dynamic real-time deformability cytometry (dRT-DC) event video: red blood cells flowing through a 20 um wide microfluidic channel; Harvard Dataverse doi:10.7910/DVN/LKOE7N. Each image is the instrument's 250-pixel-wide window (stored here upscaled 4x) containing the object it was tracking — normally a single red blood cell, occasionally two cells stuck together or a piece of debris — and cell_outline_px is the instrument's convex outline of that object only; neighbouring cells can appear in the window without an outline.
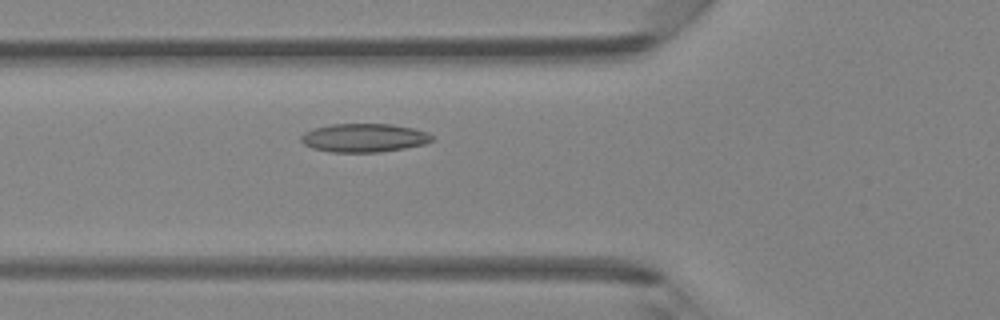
{"species": "Egyptian fruit bat (a non-hibernating species)", "species_latin": "Rousettus aegyptiacus", "temperature_condition": "room temperature", "stored_images_in_passage": 45, "camera_frame_rate_fps": 3000, "um_per_image_px": 0.085, "animal": {"sex": "female"}, "frame": {"image": 1, "passage_image": 15, "time_ms": 4.667, "image_size_px": [1000, 320], "cell_outline_px": [[432, 140], [424, 144], [404, 148], [380, 152], [328, 152], [312, 148], [304, 144], [300, 140], [300, 136], [304, 132], [316, 128], [332, 124], [392, 124], [412, 128], [428, 132], [432, 136]], "centroid_in_image_um": [30.92, 11.72], "position_along_channel_um": 94.9, "area_um2": 21.73}}
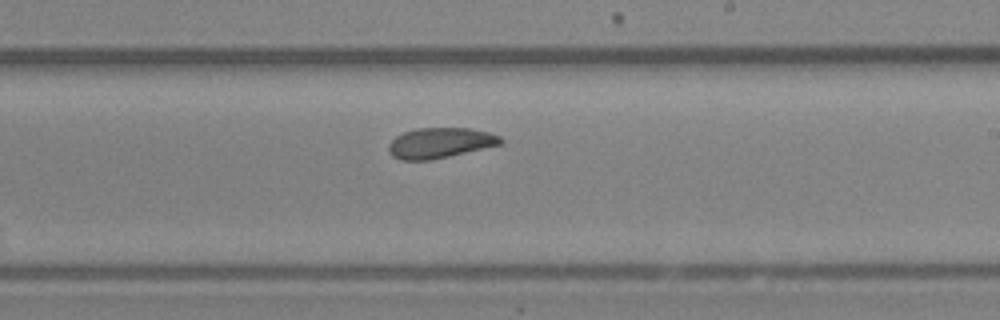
{"frame": {"image": 2, "passage_image": 26, "time_ms": 8.333, "image_size_px": [1000, 320], "cell_outline_px": [[504, 140], [500, 144], [432, 160], [400, 160], [392, 156], [388, 152], [388, 144], [396, 136], [404, 132], [416, 128], [468, 128], [488, 132], [500, 136]], "centroid_in_image_um": [37.36, 12.15], "position_along_channel_um": 251.6, "area_um2": 19.77}}
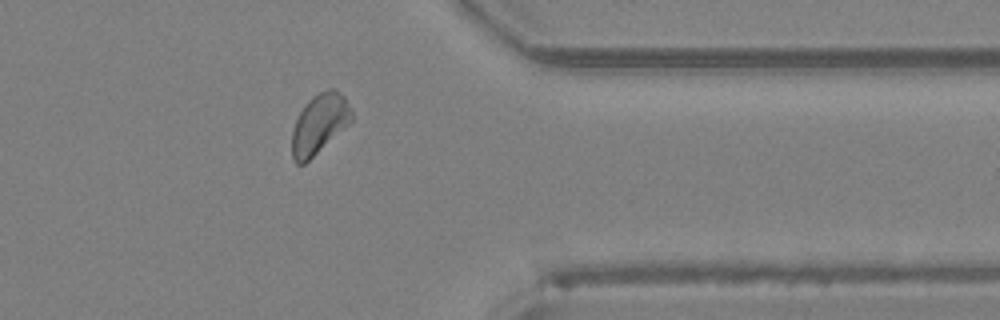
{"frame": {"image": 3, "passage_image": 36, "time_ms": 11.667, "image_size_px": [1000, 320], "cell_outline_px": [[352, 120], [348, 124], [304, 164], [296, 164], [292, 156], [292, 128], [300, 112], [308, 100], [312, 96], [328, 88], [332, 88], [344, 96], [352, 112]], "centroid_in_image_um": [27.12, 10.52], "position_along_channel_um": 384.3, "area_um2": 20.35}, "authors_computed_cell_mechanics": {"area_um2": 20.7502, "velocity_mm_per_s": 4.2913, "shape_relaxation_time_tau1_ms": 4.4291, "shape_relaxation_time_tau2_ms": 2.939, "deformation_change_tau1": 0.0973, "deformation_change_tau2": 0.0754}}